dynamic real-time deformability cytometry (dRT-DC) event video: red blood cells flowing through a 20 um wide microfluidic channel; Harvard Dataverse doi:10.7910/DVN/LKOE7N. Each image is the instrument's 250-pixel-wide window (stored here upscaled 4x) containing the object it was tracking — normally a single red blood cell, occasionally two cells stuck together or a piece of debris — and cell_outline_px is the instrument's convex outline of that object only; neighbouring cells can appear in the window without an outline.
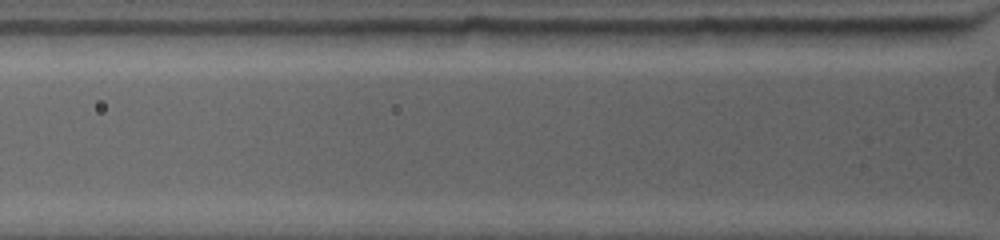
{"species": "common noctule bat (a hibernating species)", "species_latin": "Nyctalus noctula", "temperature_condition": "warm", "stored_images_in_passage": 3, "camera_frame_rate_fps": 4500, "um_per_image_px": 0.085, "animal": {"sex": "female", "body_mass_g": 19.0, "forearm_length_mm": 53.3}, "frame": {"image": 1, "passage_image": 3, "time_ms": 0.444, "image_size_px": [1000, 240], "cell_outline_px": [[820, 32], [808, 44], [692, 44], [688, 36], [688, 32], [696, 28], [820, 28]], "centroid_in_image_um": [63.99, 3.05], "position_along_channel_um": 61.8, "area_um2": 14.51}}